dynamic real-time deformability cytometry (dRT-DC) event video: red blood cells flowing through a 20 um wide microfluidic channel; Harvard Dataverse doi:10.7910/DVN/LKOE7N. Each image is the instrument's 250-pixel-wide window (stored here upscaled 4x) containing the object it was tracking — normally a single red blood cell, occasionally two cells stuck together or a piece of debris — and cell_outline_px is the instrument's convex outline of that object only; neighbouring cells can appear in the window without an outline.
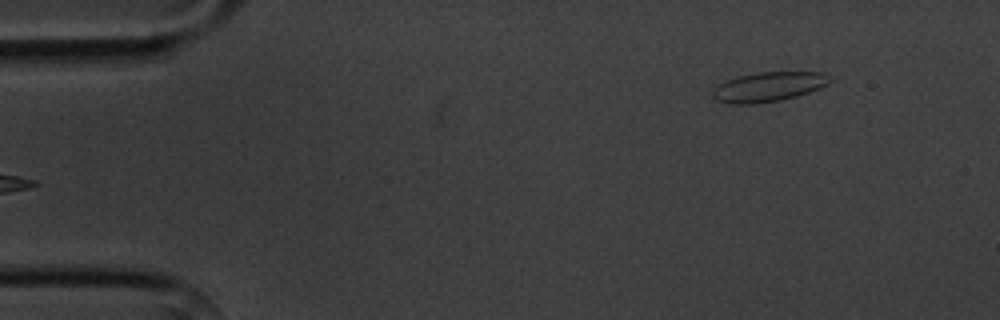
{"species": "common noctule bat (a hibernating species)", "species_latin": "Nyctalus noctula", "temperature_condition": "cold", "stored_images_in_passage": 5, "camera_frame_rate_fps": 3000, "um_per_image_px": 0.085, "animal": {"sex": "male", "body_mass_g": 20.1, "forearm_length_mm": 53.5}, "frame": {"image": 1, "passage_image": 5, "time_ms": 5.667, "image_size_px": [1000, 320], "cell_outline_px": [[832, 80], [828, 84], [820, 88], [796, 96], [780, 100], [756, 104], [728, 104], [716, 100], [712, 96], [712, 92], [720, 84], [728, 80], [740, 76], [756, 72], [824, 72]], "centroid_in_image_um": [65.33, 7.38], "position_along_channel_um": 19.7, "area_um2": 20.11}}